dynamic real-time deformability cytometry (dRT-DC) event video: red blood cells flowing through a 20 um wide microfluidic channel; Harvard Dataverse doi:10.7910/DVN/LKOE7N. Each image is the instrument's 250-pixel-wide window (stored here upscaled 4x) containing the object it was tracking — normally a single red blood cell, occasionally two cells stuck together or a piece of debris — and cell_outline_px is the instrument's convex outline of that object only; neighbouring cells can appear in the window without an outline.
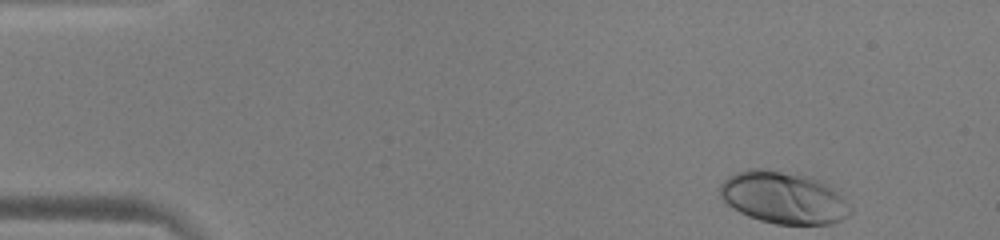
{"species": "human", "species_latin": "Homo sapiens", "temperature_condition": "warm", "stored_images_in_passage": 48, "camera_frame_rate_fps": 3000, "um_per_image_px": 0.085, "donor": {"sex": "male"}, "frame": {"image": 1, "passage_image": 1, "time_ms": 0.0, "image_size_px": [1000, 240], "cell_outline_px": [[852, 212], [848, 216], [832, 224], [776, 224], [760, 220], [748, 216], [732, 208], [720, 196], [720, 184], [728, 176], [736, 172], [748, 168], [760, 168], [812, 176], [824, 180], [852, 208]], "centroid_in_image_um": [66.6, 16.79], "position_along_channel_um": 18.4, "area_um2": 39.77}}
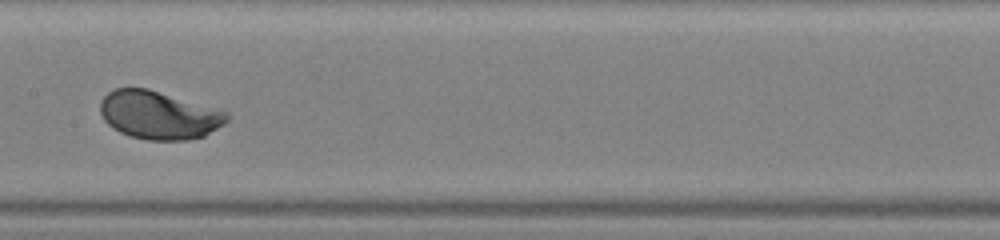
{"frame": {"image": 2, "passage_image": 23, "time_ms": 7.333, "image_size_px": [1000, 240], "cell_outline_px": [[228, 120], [224, 124], [204, 136], [188, 140], [148, 140], [132, 136], [120, 132], [112, 128], [104, 120], [100, 112], [100, 100], [108, 92], [116, 88], [148, 88], [228, 112]], "centroid_in_image_um": [13.48, 9.78], "position_along_channel_um": 193.9, "area_um2": 35.43}}
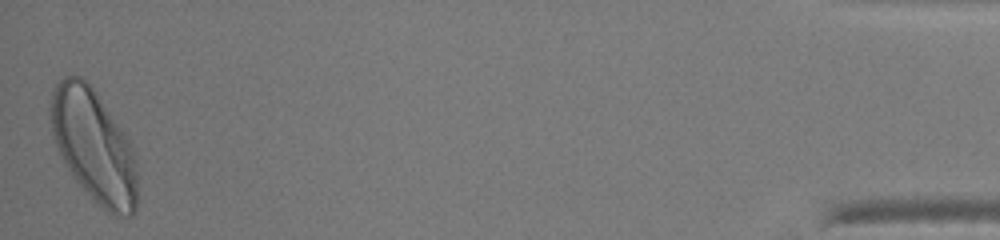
{"frame": {"image": 3, "passage_image": 48, "time_ms": 15.667, "image_size_px": [1000, 240], "cell_outline_px": [[136, 212], [132, 216], [112, 216], [72, 176], [56, 144], [52, 132], [48, 108], [52, 88], [64, 76], [80, 76], [96, 92], [124, 132], [128, 140], [132, 152], [136, 168]], "centroid_in_image_um": [7.95, 12.37], "position_along_channel_um": 427.3, "area_um2": 56.12}, "authors_computed_cell_mechanics": {"area_um2": 35.9805, "velocity_mm_per_s": 3.8912, "shape_relaxation_time_tau1_ms": 1.525, "shape_relaxation_time_tau2_ms": null, "deformation_change_tau1": 0.1565, "deformation_change_tau2": null}}